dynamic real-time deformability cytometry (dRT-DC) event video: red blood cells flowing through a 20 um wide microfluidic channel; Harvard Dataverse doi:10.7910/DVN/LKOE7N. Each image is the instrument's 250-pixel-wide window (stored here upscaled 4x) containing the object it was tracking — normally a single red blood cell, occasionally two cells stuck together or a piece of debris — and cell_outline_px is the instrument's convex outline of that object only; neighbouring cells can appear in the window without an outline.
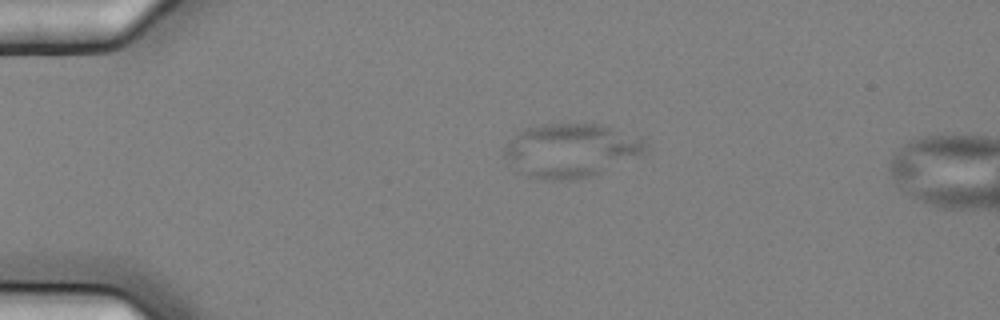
{"species": "common noctule bat (a hibernating species)", "species_latin": "Nyctalus noctula", "temperature_condition": "cold", "stored_images_in_passage": 3, "camera_frame_rate_fps": 3000, "um_per_image_px": 0.085, "animal": {"sex": "female", "body_mass_g": 25.1}, "frame": {"image": 1, "passage_image": 1, "time_ms": 0.0, "image_size_px": [1000, 320], "cell_outline_px": [[648, 144], [644, 152], [600, 172], [576, 180], [544, 180], [528, 176], [504, 156], [504, 148], [520, 132], [528, 128], [540, 124], [604, 124], [644, 136]], "centroid_in_image_um": [48.61, 12.75], "position_along_channel_um": 36.4, "area_um2": 43.7}}
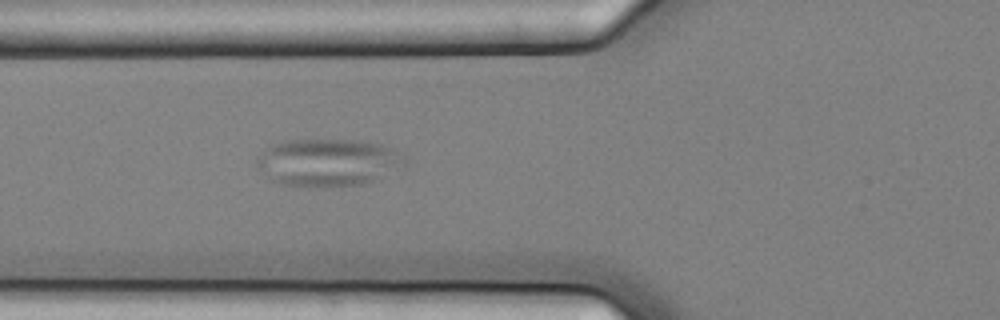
{"frame": {"image": 2, "passage_image": 3, "time_ms": 0.667, "image_size_px": [1000, 320], "cell_outline_px": [[408, 160], [404, 164], [364, 184], [340, 188], [308, 188], [280, 184], [272, 180], [256, 164], [256, 156], [264, 148], [272, 144], [284, 140], [352, 140], [380, 144], [400, 152], [408, 156]], "centroid_in_image_um": [27.83, 13.83], "position_along_channel_um": 98.0, "area_um2": 41.38}}